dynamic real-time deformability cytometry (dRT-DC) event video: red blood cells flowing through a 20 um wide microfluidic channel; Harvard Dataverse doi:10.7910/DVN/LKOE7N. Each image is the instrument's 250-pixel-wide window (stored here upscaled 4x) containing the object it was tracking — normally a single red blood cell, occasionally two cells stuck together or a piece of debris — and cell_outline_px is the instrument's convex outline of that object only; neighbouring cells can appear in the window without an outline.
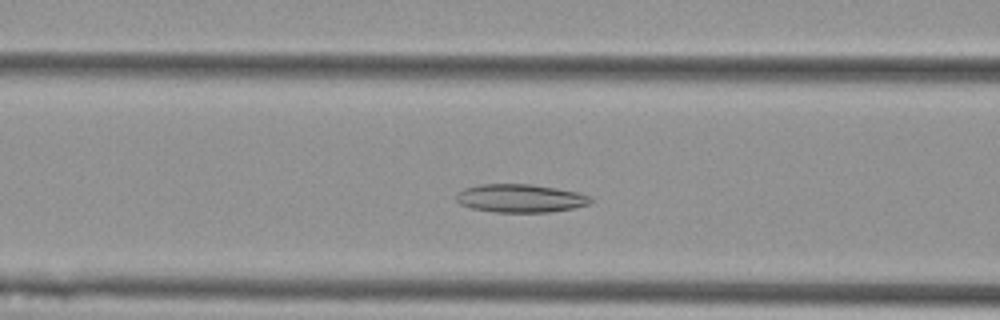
{"species": "Egyptian fruit bat (a non-hibernating species)", "species_latin": "Rousettus aegyptiacus", "temperature_condition": "cold", "stored_images_in_passage": 49, "camera_frame_rate_fps": 3000, "um_per_image_px": 0.085, "animal": {"sex": "female"}, "frame": {"image": 1, "passage_image": 15, "time_ms": 4.667, "image_size_px": [1000, 320], "cell_outline_px": [[592, 200], [588, 204], [572, 208], [548, 212], [492, 212], [472, 208], [460, 204], [456, 200], [456, 192], [464, 188], [480, 184], [532, 184], [556, 188], [576, 192], [592, 196]], "centroid_in_image_um": [44.19, 16.85], "position_along_channel_um": 122.4, "area_um2": 22.14}}
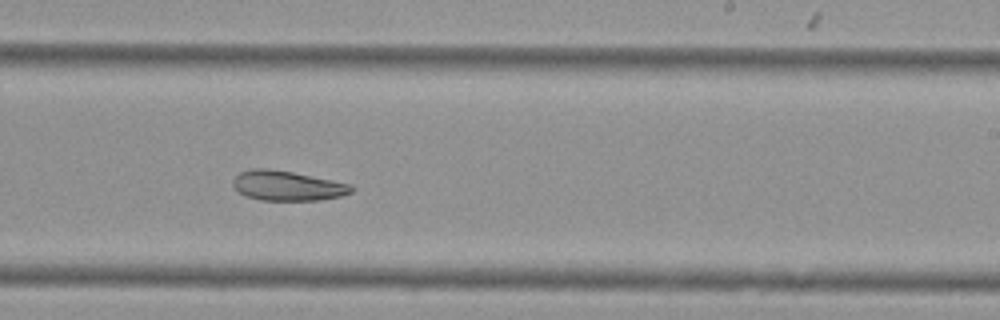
{"frame": {"image": 2, "passage_image": 27, "time_ms": 8.667, "image_size_px": [1000, 320], "cell_outline_px": [[356, 188], [352, 192], [340, 196], [320, 200], [260, 200], [244, 196], [232, 184], [232, 180], [240, 172], [252, 168], [268, 168], [292, 172], [352, 184]], "centroid_in_image_um": [24.43, 15.79], "position_along_channel_um": 264.6, "area_um2": 20.63}}
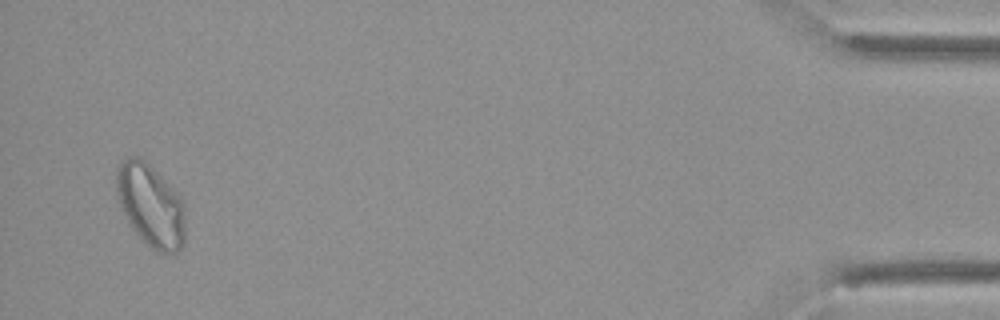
{"frame": {"image": 3, "passage_image": 47, "time_ms": 15.333, "image_size_px": [1000, 320], "cell_outline_px": [[184, 244], [176, 252], [168, 256], [152, 248], [132, 228], [120, 204], [116, 192], [116, 168], [128, 156], [140, 156], [180, 192], [184, 204]], "centroid_in_image_um": [12.84, 17.43], "position_along_channel_um": 422.4, "area_um2": 33.41}, "authors_computed_cell_mechanics": {"area_um2": 24.3338, "velocity_mm_per_s": 3.573, "shape_relaxation_time_tau1_ms": null, "shape_relaxation_time_tau2_ms": 11.1607, "deformation_change_tau1": null, "deformation_change_tau2": 0.1563}}